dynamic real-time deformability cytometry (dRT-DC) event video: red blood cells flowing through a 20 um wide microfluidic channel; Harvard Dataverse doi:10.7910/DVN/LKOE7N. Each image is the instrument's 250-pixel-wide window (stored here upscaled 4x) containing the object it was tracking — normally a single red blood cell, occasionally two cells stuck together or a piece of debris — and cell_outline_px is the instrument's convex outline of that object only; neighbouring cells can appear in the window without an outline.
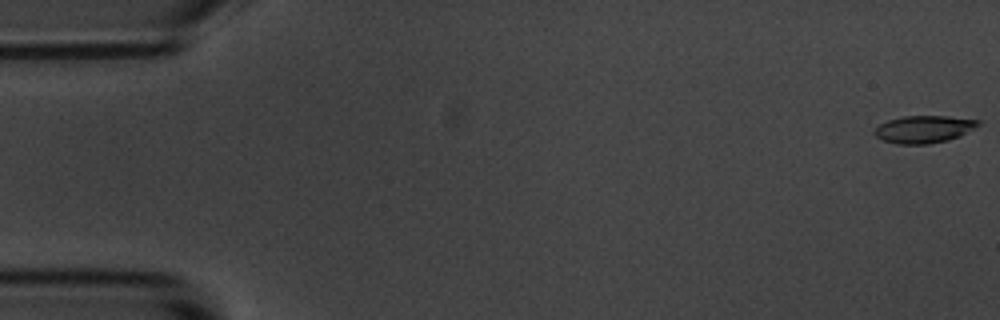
{"species": "common noctule bat (a hibernating species)", "species_latin": "Nyctalus noctula", "temperature_condition": "room temperature", "stored_images_in_passage": 55, "camera_frame_rate_fps": 3000, "um_per_image_px": 0.085, "animal": {"sex": "male", "body_mass_g": 20.1, "forearm_length_mm": 53.5}, "frame": {"image": 1, "passage_image": 1, "time_ms": 0.0, "image_size_px": [1000, 320], "cell_outline_px": [[980, 124], [960, 136], [948, 140], [928, 144], [896, 144], [880, 140], [872, 132], [880, 124], [888, 120], [904, 116], [948, 116], [980, 120]], "centroid_in_image_um": [78.5, 10.99], "position_along_channel_um": 6.5, "area_um2": 16.59}}
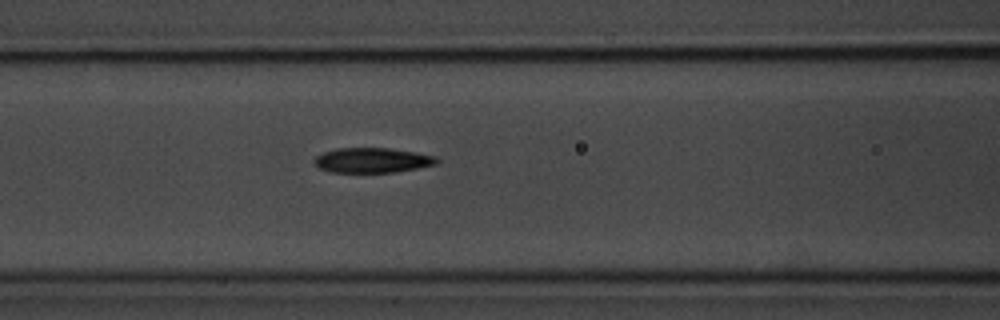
{"frame": {"image": 2, "passage_image": 23, "time_ms": 7.333, "image_size_px": [1000, 320], "cell_outline_px": [[440, 160], [436, 164], [396, 172], [332, 172], [320, 168], [312, 160], [316, 156], [324, 152], [336, 148], [388, 148], [416, 152], [436, 156]], "centroid_in_image_um": [31.66, 13.61], "position_along_channel_um": 134.9, "area_um2": 17.74}}
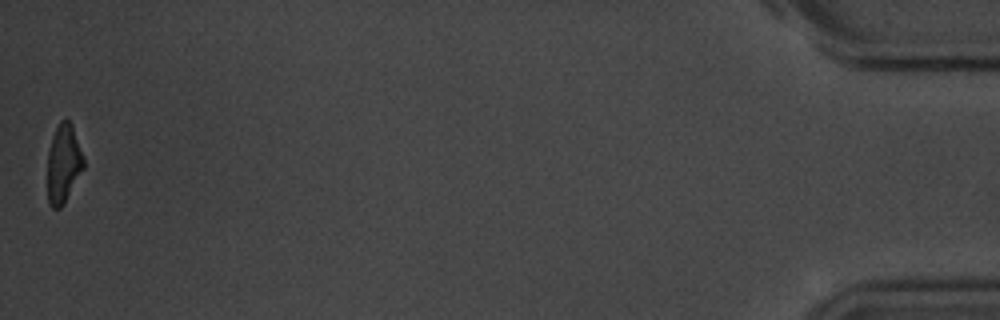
{"frame": {"image": 3, "passage_image": 55, "time_ms": 18.0, "image_size_px": [1000, 320], "cell_outline_px": [[84, 168], [64, 204], [60, 208], [52, 208], [48, 204], [48, 152], [52, 136], [60, 120], [68, 120], [72, 124], [84, 156]], "centroid_in_image_um": [5.4, 13.92], "position_along_channel_um": 429.8, "area_um2": 16.65}, "authors_computed_cell_mechanics": {"area_um2": 17.918, "velocity_mm_per_s": 3.6717, "shape_relaxation_time_tau1_ms": 2.4293, "shape_relaxation_time_tau2_ms": 3.472, "deformation_change_tau1": 0.1732, "deformation_change_tau2": 0.1265}}